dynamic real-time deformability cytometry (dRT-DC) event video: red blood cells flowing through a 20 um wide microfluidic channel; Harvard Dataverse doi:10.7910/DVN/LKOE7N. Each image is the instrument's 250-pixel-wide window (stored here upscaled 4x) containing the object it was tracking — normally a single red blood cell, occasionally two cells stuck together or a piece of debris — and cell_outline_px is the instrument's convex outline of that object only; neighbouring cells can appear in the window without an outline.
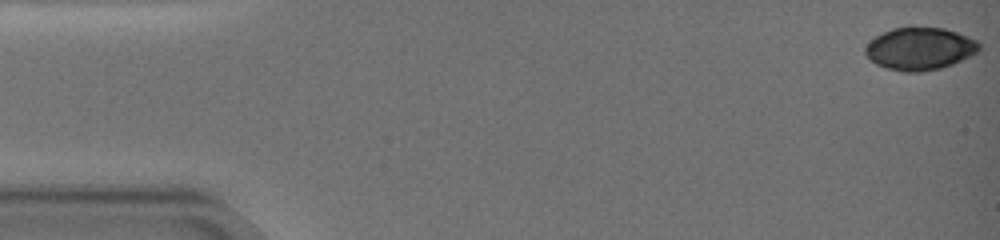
{"species": "common noctule bat (a hibernating species)", "species_latin": "Nyctalus noctula", "temperature_condition": "warm", "stored_images_in_passage": 48, "camera_frame_rate_fps": 3000, "um_per_image_px": 0.085, "animal": {"sex": "female", "body_mass_g": 19.0, "forearm_length_mm": 51.5}, "frame": {"image": 1, "passage_image": 1, "time_ms": 0.0, "image_size_px": [1000, 240], "cell_outline_px": [[980, 48], [976, 52], [952, 64], [940, 68], [920, 72], [904, 72], [888, 68], [876, 64], [864, 52], [864, 48], [876, 36], [892, 28], [944, 28], [968, 36], [976, 40], [980, 44]], "centroid_in_image_um": [78.18, 4.14], "position_along_channel_um": 6.8, "area_um2": 27.69}}
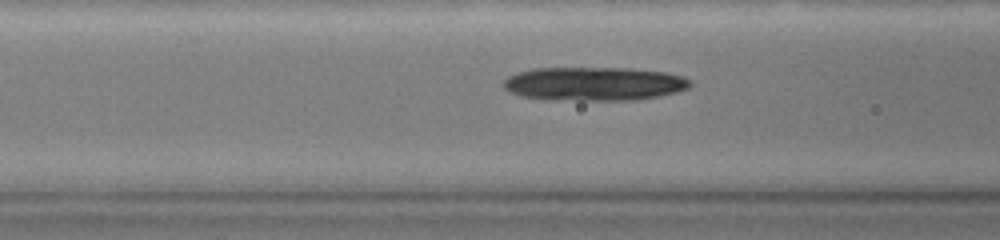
{"frame": {"image": 2, "passage_image": 23, "time_ms": 8.0, "image_size_px": [1000, 240], "cell_outline_px": [[692, 84], [688, 88], [676, 92], [660, 96], [636, 100], [544, 100], [520, 96], [508, 92], [504, 88], [504, 80], [508, 76], [520, 72], [536, 68], [628, 68], [664, 72], [684, 76], [692, 80]], "centroid_in_image_um": [50.5, 7.13], "position_along_channel_um": 116.1, "area_um2": 36.99}}
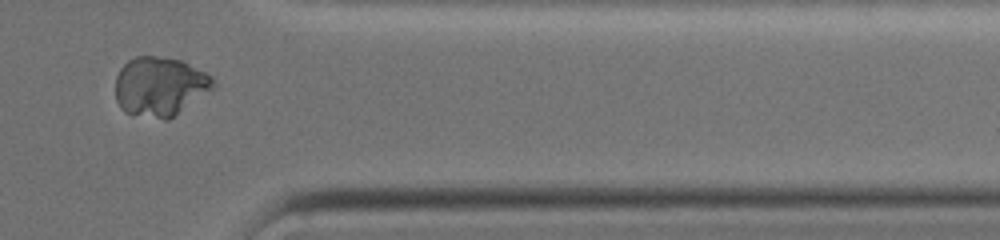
{"frame": {"image": 3, "passage_image": 43, "time_ms": 17.0, "image_size_px": [1000, 240], "cell_outline_px": [[216, 84], [212, 88], [168, 120], [164, 120], [132, 116], [124, 112], [120, 108], [116, 100], [116, 76], [120, 68], [128, 60], [136, 56], [156, 56], [180, 60], [212, 76]], "centroid_in_image_um": [13.53, 7.37], "position_along_channel_um": 397.9, "area_um2": 33.76}}